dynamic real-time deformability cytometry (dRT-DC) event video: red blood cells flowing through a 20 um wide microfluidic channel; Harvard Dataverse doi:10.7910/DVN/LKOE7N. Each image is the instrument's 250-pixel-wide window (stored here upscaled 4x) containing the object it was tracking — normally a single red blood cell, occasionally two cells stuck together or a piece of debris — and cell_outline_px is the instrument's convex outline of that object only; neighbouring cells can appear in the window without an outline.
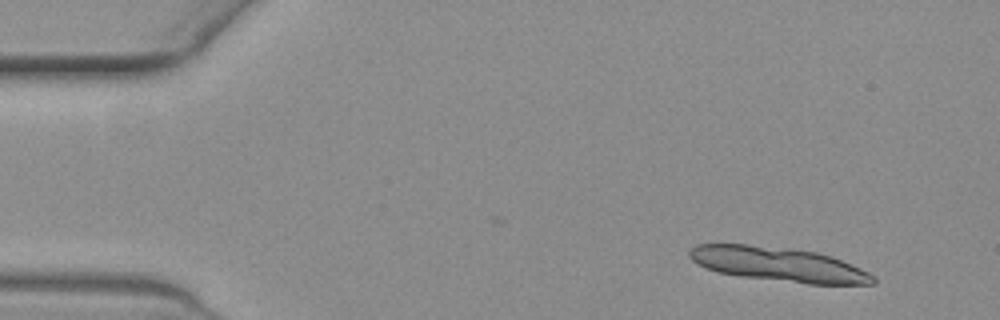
{"species": "common noctule bat (a hibernating species)", "species_latin": "Nyctalus noctula", "temperature_condition": "warm", "stored_images_in_passage": 2, "camera_frame_rate_fps": 3000, "um_per_image_px": 0.085, "animal": {"sex": "female", "body_mass_g": 19.3, "forearm_length_mm": 54.1}, "frame": {"image": 1, "passage_image": 2, "time_ms": 0.333, "image_size_px": [1000, 320], "cell_outline_px": [[860, 272], [852, 284], [824, 284], [728, 272], [716, 268], [828, 260], [836, 260]], "centroid_in_image_um": [68.22, 23.1], "position_along_channel_um": 16.8, "area_um2": 14.97}}